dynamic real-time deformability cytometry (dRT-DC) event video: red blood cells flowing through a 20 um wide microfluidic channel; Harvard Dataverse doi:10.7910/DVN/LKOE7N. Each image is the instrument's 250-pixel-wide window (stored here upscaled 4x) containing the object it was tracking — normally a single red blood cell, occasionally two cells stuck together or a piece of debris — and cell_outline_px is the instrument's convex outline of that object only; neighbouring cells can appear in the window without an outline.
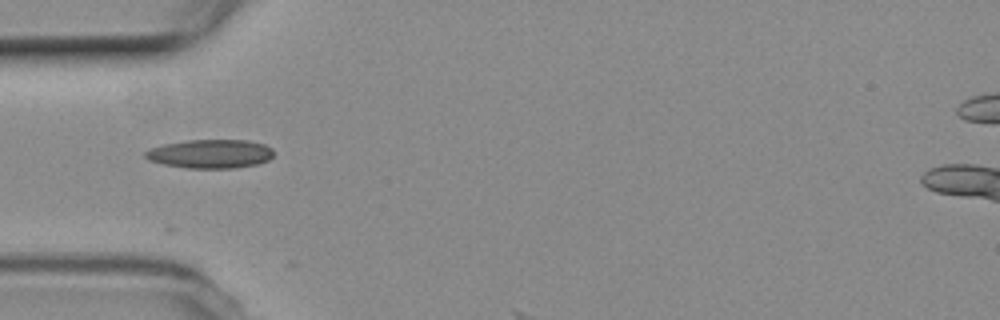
{"species": "common noctule bat (a hibernating species)", "species_latin": "Nyctalus noctula", "temperature_condition": "room temperature", "stored_images_in_passage": 3, "camera_frame_rate_fps": 3000, "um_per_image_px": 0.085, "animal": {"sex": "female", "body_mass_g": 19.3, "forearm_length_mm": 54.1}, "frame": {"image": 1, "passage_image": 1, "time_ms": 0.0, "image_size_px": [1000, 320], "cell_outline_px": [[272, 156], [268, 160], [256, 164], [236, 168], [188, 168], [164, 164], [148, 160], [144, 156], [144, 152], [152, 148], [164, 144], [188, 140], [248, 140], [264, 144], [272, 148]], "centroid_in_image_um": [17.88, 13.07], "position_along_channel_um": 67.1, "area_um2": 21.44}}